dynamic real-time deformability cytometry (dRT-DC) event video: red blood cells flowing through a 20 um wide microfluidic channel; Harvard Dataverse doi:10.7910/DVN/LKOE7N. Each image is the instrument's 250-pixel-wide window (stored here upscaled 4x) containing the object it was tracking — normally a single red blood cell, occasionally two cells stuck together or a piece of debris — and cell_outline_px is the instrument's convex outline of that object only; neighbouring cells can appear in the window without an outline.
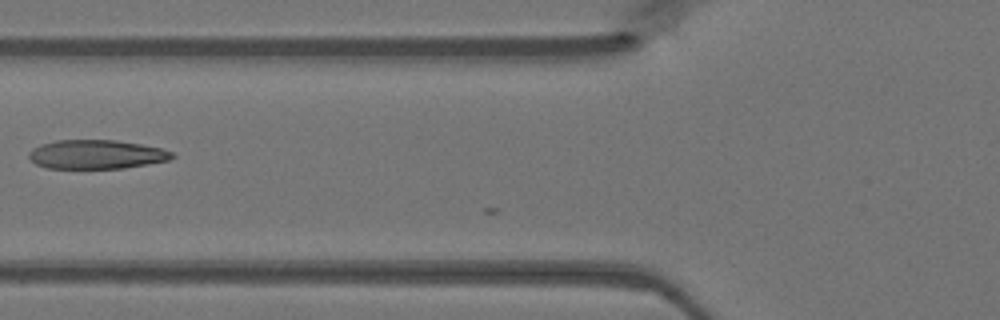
{"species": "Egyptian fruit bat (a non-hibernating species)", "species_latin": "Rousettus aegyptiacus", "temperature_condition": "warm", "stored_images_in_passage": 15, "camera_frame_rate_fps": 3000, "um_per_image_px": 0.085, "animal": {"sex": "female"}, "frame": {"image": 1, "passage_image": 4, "time_ms": 1.0, "image_size_px": [1000, 320], "cell_outline_px": [[176, 156], [168, 160], [124, 168], [48, 168], [36, 164], [28, 156], [28, 152], [32, 148], [40, 144], [56, 140], [116, 140], [140, 144], [160, 148], [172, 152]], "centroid_in_image_um": [8.16, 13.12], "position_along_channel_um": 117.6, "area_um2": 24.1}}
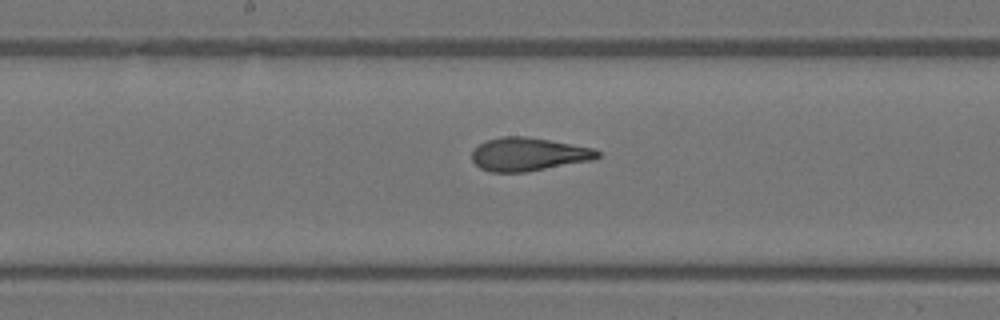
{"frame": {"image": 2, "passage_image": 10, "time_ms": 3.0, "image_size_px": [1000, 320], "cell_outline_px": [[600, 156], [592, 160], [524, 172], [492, 172], [480, 168], [472, 160], [472, 152], [484, 140], [504, 136], [524, 136], [548, 140], [592, 148], [600, 152]], "centroid_in_image_um": [44.88, 13.11], "position_along_channel_um": 203.3, "area_um2": 24.04}}
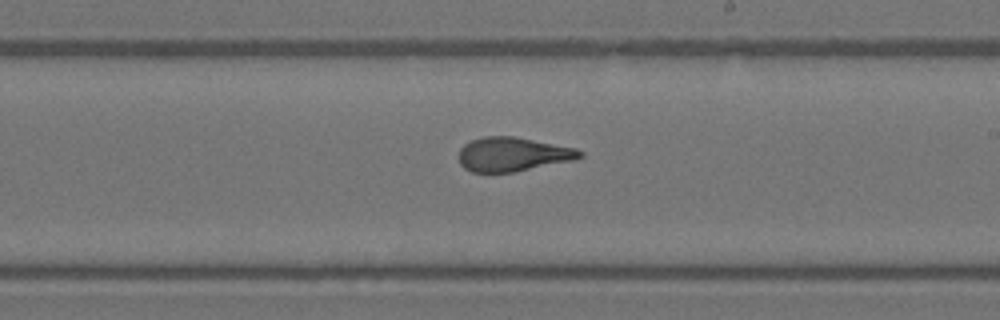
{"frame": {"image": 3, "passage_image": 13, "time_ms": 4.0, "image_size_px": [1000, 320], "cell_outline_px": [[584, 156], [576, 160], [512, 172], [472, 172], [464, 168], [460, 164], [460, 148], [464, 144], [472, 140], [484, 136], [516, 136], [576, 148], [584, 152]], "centroid_in_image_um": [43.62, 13.11], "position_along_channel_um": 245.4, "area_um2": 24.16}}